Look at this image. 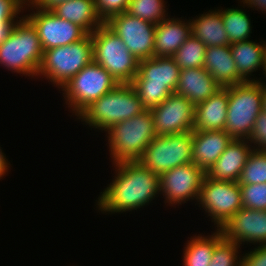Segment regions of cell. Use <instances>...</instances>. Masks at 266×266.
Instances as JSON below:
<instances>
[{
    "mask_svg": "<svg viewBox=\"0 0 266 266\" xmlns=\"http://www.w3.org/2000/svg\"><path fill=\"white\" fill-rule=\"evenodd\" d=\"M165 2L164 0H130L126 12L156 25L169 17L167 2Z\"/></svg>",
    "mask_w": 266,
    "mask_h": 266,
    "instance_id": "29",
    "label": "cell"
},
{
    "mask_svg": "<svg viewBox=\"0 0 266 266\" xmlns=\"http://www.w3.org/2000/svg\"><path fill=\"white\" fill-rule=\"evenodd\" d=\"M262 83L247 81L228 86V109L224 131L233 139H248L262 111Z\"/></svg>",
    "mask_w": 266,
    "mask_h": 266,
    "instance_id": "7",
    "label": "cell"
},
{
    "mask_svg": "<svg viewBox=\"0 0 266 266\" xmlns=\"http://www.w3.org/2000/svg\"><path fill=\"white\" fill-rule=\"evenodd\" d=\"M105 133L112 164L137 161L157 136L150 109L114 124Z\"/></svg>",
    "mask_w": 266,
    "mask_h": 266,
    "instance_id": "5",
    "label": "cell"
},
{
    "mask_svg": "<svg viewBox=\"0 0 266 266\" xmlns=\"http://www.w3.org/2000/svg\"><path fill=\"white\" fill-rule=\"evenodd\" d=\"M14 24H0V43L3 42Z\"/></svg>",
    "mask_w": 266,
    "mask_h": 266,
    "instance_id": "40",
    "label": "cell"
},
{
    "mask_svg": "<svg viewBox=\"0 0 266 266\" xmlns=\"http://www.w3.org/2000/svg\"><path fill=\"white\" fill-rule=\"evenodd\" d=\"M263 75H264V77H266V62H265V70H264ZM265 80H266V79H265ZM265 80L262 79V81H260V82L266 84V83L264 82Z\"/></svg>",
    "mask_w": 266,
    "mask_h": 266,
    "instance_id": "42",
    "label": "cell"
},
{
    "mask_svg": "<svg viewBox=\"0 0 266 266\" xmlns=\"http://www.w3.org/2000/svg\"><path fill=\"white\" fill-rule=\"evenodd\" d=\"M192 144V131L156 136L137 161L161 175L177 166L192 163Z\"/></svg>",
    "mask_w": 266,
    "mask_h": 266,
    "instance_id": "10",
    "label": "cell"
},
{
    "mask_svg": "<svg viewBox=\"0 0 266 266\" xmlns=\"http://www.w3.org/2000/svg\"><path fill=\"white\" fill-rule=\"evenodd\" d=\"M113 180L100 193L96 208L103 214L130 212L151 203L160 195V175L138 161L113 164Z\"/></svg>",
    "mask_w": 266,
    "mask_h": 266,
    "instance_id": "1",
    "label": "cell"
},
{
    "mask_svg": "<svg viewBox=\"0 0 266 266\" xmlns=\"http://www.w3.org/2000/svg\"><path fill=\"white\" fill-rule=\"evenodd\" d=\"M239 248L237 243L223 237L215 246L209 266H241L242 256Z\"/></svg>",
    "mask_w": 266,
    "mask_h": 266,
    "instance_id": "31",
    "label": "cell"
},
{
    "mask_svg": "<svg viewBox=\"0 0 266 266\" xmlns=\"http://www.w3.org/2000/svg\"><path fill=\"white\" fill-rule=\"evenodd\" d=\"M228 109V86L195 105L193 131L224 130Z\"/></svg>",
    "mask_w": 266,
    "mask_h": 266,
    "instance_id": "19",
    "label": "cell"
},
{
    "mask_svg": "<svg viewBox=\"0 0 266 266\" xmlns=\"http://www.w3.org/2000/svg\"><path fill=\"white\" fill-rule=\"evenodd\" d=\"M257 43L251 40L235 42L230 44V50L235 60L238 74L247 81H261L252 73L260 70H265L266 62V41ZM251 77V78H250Z\"/></svg>",
    "mask_w": 266,
    "mask_h": 266,
    "instance_id": "23",
    "label": "cell"
},
{
    "mask_svg": "<svg viewBox=\"0 0 266 266\" xmlns=\"http://www.w3.org/2000/svg\"><path fill=\"white\" fill-rule=\"evenodd\" d=\"M226 240L239 246L257 244L266 245V211L242 207L221 228Z\"/></svg>",
    "mask_w": 266,
    "mask_h": 266,
    "instance_id": "16",
    "label": "cell"
},
{
    "mask_svg": "<svg viewBox=\"0 0 266 266\" xmlns=\"http://www.w3.org/2000/svg\"><path fill=\"white\" fill-rule=\"evenodd\" d=\"M27 0H0V24H15ZM19 15V16H18Z\"/></svg>",
    "mask_w": 266,
    "mask_h": 266,
    "instance_id": "34",
    "label": "cell"
},
{
    "mask_svg": "<svg viewBox=\"0 0 266 266\" xmlns=\"http://www.w3.org/2000/svg\"><path fill=\"white\" fill-rule=\"evenodd\" d=\"M205 176L206 172L194 163L163 172L160 175V196L163 195L165 205L179 206L194 199L197 202Z\"/></svg>",
    "mask_w": 266,
    "mask_h": 266,
    "instance_id": "13",
    "label": "cell"
},
{
    "mask_svg": "<svg viewBox=\"0 0 266 266\" xmlns=\"http://www.w3.org/2000/svg\"><path fill=\"white\" fill-rule=\"evenodd\" d=\"M94 61L120 83H131L139 60L129 52L121 38L105 23L91 34Z\"/></svg>",
    "mask_w": 266,
    "mask_h": 266,
    "instance_id": "8",
    "label": "cell"
},
{
    "mask_svg": "<svg viewBox=\"0 0 266 266\" xmlns=\"http://www.w3.org/2000/svg\"><path fill=\"white\" fill-rule=\"evenodd\" d=\"M222 238L220 229L207 236H191L183 249V266H209L215 246Z\"/></svg>",
    "mask_w": 266,
    "mask_h": 266,
    "instance_id": "26",
    "label": "cell"
},
{
    "mask_svg": "<svg viewBox=\"0 0 266 266\" xmlns=\"http://www.w3.org/2000/svg\"><path fill=\"white\" fill-rule=\"evenodd\" d=\"M222 87L204 67L180 70L175 94L187 98L194 106L205 101Z\"/></svg>",
    "mask_w": 266,
    "mask_h": 266,
    "instance_id": "20",
    "label": "cell"
},
{
    "mask_svg": "<svg viewBox=\"0 0 266 266\" xmlns=\"http://www.w3.org/2000/svg\"><path fill=\"white\" fill-rule=\"evenodd\" d=\"M105 24L121 38L137 60L154 57L156 25L127 12L111 17Z\"/></svg>",
    "mask_w": 266,
    "mask_h": 266,
    "instance_id": "14",
    "label": "cell"
},
{
    "mask_svg": "<svg viewBox=\"0 0 266 266\" xmlns=\"http://www.w3.org/2000/svg\"><path fill=\"white\" fill-rule=\"evenodd\" d=\"M262 110L266 112V84L262 83Z\"/></svg>",
    "mask_w": 266,
    "mask_h": 266,
    "instance_id": "41",
    "label": "cell"
},
{
    "mask_svg": "<svg viewBox=\"0 0 266 266\" xmlns=\"http://www.w3.org/2000/svg\"><path fill=\"white\" fill-rule=\"evenodd\" d=\"M119 83L94 60L78 72L59 91L65 104L77 116L92 102L112 91Z\"/></svg>",
    "mask_w": 266,
    "mask_h": 266,
    "instance_id": "9",
    "label": "cell"
},
{
    "mask_svg": "<svg viewBox=\"0 0 266 266\" xmlns=\"http://www.w3.org/2000/svg\"><path fill=\"white\" fill-rule=\"evenodd\" d=\"M242 255L241 266H266V245H255V248Z\"/></svg>",
    "mask_w": 266,
    "mask_h": 266,
    "instance_id": "36",
    "label": "cell"
},
{
    "mask_svg": "<svg viewBox=\"0 0 266 266\" xmlns=\"http://www.w3.org/2000/svg\"><path fill=\"white\" fill-rule=\"evenodd\" d=\"M58 17L70 21L92 34L103 22L99 18L94 0H68L51 9Z\"/></svg>",
    "mask_w": 266,
    "mask_h": 266,
    "instance_id": "24",
    "label": "cell"
},
{
    "mask_svg": "<svg viewBox=\"0 0 266 266\" xmlns=\"http://www.w3.org/2000/svg\"><path fill=\"white\" fill-rule=\"evenodd\" d=\"M244 208L266 211V183L239 184Z\"/></svg>",
    "mask_w": 266,
    "mask_h": 266,
    "instance_id": "32",
    "label": "cell"
},
{
    "mask_svg": "<svg viewBox=\"0 0 266 266\" xmlns=\"http://www.w3.org/2000/svg\"><path fill=\"white\" fill-rule=\"evenodd\" d=\"M220 14L230 44L250 40L252 25L246 10L225 8L220 9Z\"/></svg>",
    "mask_w": 266,
    "mask_h": 266,
    "instance_id": "27",
    "label": "cell"
},
{
    "mask_svg": "<svg viewBox=\"0 0 266 266\" xmlns=\"http://www.w3.org/2000/svg\"><path fill=\"white\" fill-rule=\"evenodd\" d=\"M43 52L35 26L22 15L7 38L0 43V66L19 75L37 79Z\"/></svg>",
    "mask_w": 266,
    "mask_h": 266,
    "instance_id": "2",
    "label": "cell"
},
{
    "mask_svg": "<svg viewBox=\"0 0 266 266\" xmlns=\"http://www.w3.org/2000/svg\"><path fill=\"white\" fill-rule=\"evenodd\" d=\"M191 34L202 41L206 47L227 46L230 42L225 31L220 9L209 10L190 19Z\"/></svg>",
    "mask_w": 266,
    "mask_h": 266,
    "instance_id": "25",
    "label": "cell"
},
{
    "mask_svg": "<svg viewBox=\"0 0 266 266\" xmlns=\"http://www.w3.org/2000/svg\"><path fill=\"white\" fill-rule=\"evenodd\" d=\"M206 45L191 34L172 58L181 70L203 67Z\"/></svg>",
    "mask_w": 266,
    "mask_h": 266,
    "instance_id": "28",
    "label": "cell"
},
{
    "mask_svg": "<svg viewBox=\"0 0 266 266\" xmlns=\"http://www.w3.org/2000/svg\"><path fill=\"white\" fill-rule=\"evenodd\" d=\"M24 9L30 11L25 16L35 26L43 51L75 43L87 35L74 23L58 17L51 10L35 8L28 0Z\"/></svg>",
    "mask_w": 266,
    "mask_h": 266,
    "instance_id": "12",
    "label": "cell"
},
{
    "mask_svg": "<svg viewBox=\"0 0 266 266\" xmlns=\"http://www.w3.org/2000/svg\"><path fill=\"white\" fill-rule=\"evenodd\" d=\"M130 0H94L95 10L103 23L127 11Z\"/></svg>",
    "mask_w": 266,
    "mask_h": 266,
    "instance_id": "33",
    "label": "cell"
},
{
    "mask_svg": "<svg viewBox=\"0 0 266 266\" xmlns=\"http://www.w3.org/2000/svg\"><path fill=\"white\" fill-rule=\"evenodd\" d=\"M192 163L207 172L233 138L224 130L192 131Z\"/></svg>",
    "mask_w": 266,
    "mask_h": 266,
    "instance_id": "18",
    "label": "cell"
},
{
    "mask_svg": "<svg viewBox=\"0 0 266 266\" xmlns=\"http://www.w3.org/2000/svg\"><path fill=\"white\" fill-rule=\"evenodd\" d=\"M238 183H266V151L252 150Z\"/></svg>",
    "mask_w": 266,
    "mask_h": 266,
    "instance_id": "30",
    "label": "cell"
},
{
    "mask_svg": "<svg viewBox=\"0 0 266 266\" xmlns=\"http://www.w3.org/2000/svg\"><path fill=\"white\" fill-rule=\"evenodd\" d=\"M195 106L187 98L170 94L161 104L151 108L157 136L193 131Z\"/></svg>",
    "mask_w": 266,
    "mask_h": 266,
    "instance_id": "15",
    "label": "cell"
},
{
    "mask_svg": "<svg viewBox=\"0 0 266 266\" xmlns=\"http://www.w3.org/2000/svg\"><path fill=\"white\" fill-rule=\"evenodd\" d=\"M93 54L91 34L75 43L44 50L37 79L45 78L60 90L94 60Z\"/></svg>",
    "mask_w": 266,
    "mask_h": 266,
    "instance_id": "6",
    "label": "cell"
},
{
    "mask_svg": "<svg viewBox=\"0 0 266 266\" xmlns=\"http://www.w3.org/2000/svg\"><path fill=\"white\" fill-rule=\"evenodd\" d=\"M35 8L40 10H51L57 4L68 0H28Z\"/></svg>",
    "mask_w": 266,
    "mask_h": 266,
    "instance_id": "37",
    "label": "cell"
},
{
    "mask_svg": "<svg viewBox=\"0 0 266 266\" xmlns=\"http://www.w3.org/2000/svg\"><path fill=\"white\" fill-rule=\"evenodd\" d=\"M247 141L253 150L266 151V112L261 111L254 123L251 134Z\"/></svg>",
    "mask_w": 266,
    "mask_h": 266,
    "instance_id": "35",
    "label": "cell"
},
{
    "mask_svg": "<svg viewBox=\"0 0 266 266\" xmlns=\"http://www.w3.org/2000/svg\"><path fill=\"white\" fill-rule=\"evenodd\" d=\"M180 18H166L156 24L154 57H172L191 35V22Z\"/></svg>",
    "mask_w": 266,
    "mask_h": 266,
    "instance_id": "21",
    "label": "cell"
},
{
    "mask_svg": "<svg viewBox=\"0 0 266 266\" xmlns=\"http://www.w3.org/2000/svg\"><path fill=\"white\" fill-rule=\"evenodd\" d=\"M180 67L172 57L140 60L138 72L130 83L146 109H151L173 94L178 85Z\"/></svg>",
    "mask_w": 266,
    "mask_h": 266,
    "instance_id": "4",
    "label": "cell"
},
{
    "mask_svg": "<svg viewBox=\"0 0 266 266\" xmlns=\"http://www.w3.org/2000/svg\"><path fill=\"white\" fill-rule=\"evenodd\" d=\"M241 1V0H240ZM242 7L245 9L246 8H252L253 10H260L262 13L264 12L266 14V0H242Z\"/></svg>",
    "mask_w": 266,
    "mask_h": 266,
    "instance_id": "38",
    "label": "cell"
},
{
    "mask_svg": "<svg viewBox=\"0 0 266 266\" xmlns=\"http://www.w3.org/2000/svg\"><path fill=\"white\" fill-rule=\"evenodd\" d=\"M203 67L221 87L246 82L238 74L230 45L206 47Z\"/></svg>",
    "mask_w": 266,
    "mask_h": 266,
    "instance_id": "22",
    "label": "cell"
},
{
    "mask_svg": "<svg viewBox=\"0 0 266 266\" xmlns=\"http://www.w3.org/2000/svg\"><path fill=\"white\" fill-rule=\"evenodd\" d=\"M2 151L3 150L0 147V179H2L5 174H8L9 168L11 166L10 162Z\"/></svg>",
    "mask_w": 266,
    "mask_h": 266,
    "instance_id": "39",
    "label": "cell"
},
{
    "mask_svg": "<svg viewBox=\"0 0 266 266\" xmlns=\"http://www.w3.org/2000/svg\"><path fill=\"white\" fill-rule=\"evenodd\" d=\"M252 150L247 139H233L206 175L217 181L238 182Z\"/></svg>",
    "mask_w": 266,
    "mask_h": 266,
    "instance_id": "17",
    "label": "cell"
},
{
    "mask_svg": "<svg viewBox=\"0 0 266 266\" xmlns=\"http://www.w3.org/2000/svg\"><path fill=\"white\" fill-rule=\"evenodd\" d=\"M142 105L130 83H120L112 91L88 105L76 118L84 125L107 131L111 126L142 113Z\"/></svg>",
    "mask_w": 266,
    "mask_h": 266,
    "instance_id": "3",
    "label": "cell"
},
{
    "mask_svg": "<svg viewBox=\"0 0 266 266\" xmlns=\"http://www.w3.org/2000/svg\"><path fill=\"white\" fill-rule=\"evenodd\" d=\"M220 229L242 206L238 182L217 181L205 176L196 202Z\"/></svg>",
    "mask_w": 266,
    "mask_h": 266,
    "instance_id": "11",
    "label": "cell"
}]
</instances>
